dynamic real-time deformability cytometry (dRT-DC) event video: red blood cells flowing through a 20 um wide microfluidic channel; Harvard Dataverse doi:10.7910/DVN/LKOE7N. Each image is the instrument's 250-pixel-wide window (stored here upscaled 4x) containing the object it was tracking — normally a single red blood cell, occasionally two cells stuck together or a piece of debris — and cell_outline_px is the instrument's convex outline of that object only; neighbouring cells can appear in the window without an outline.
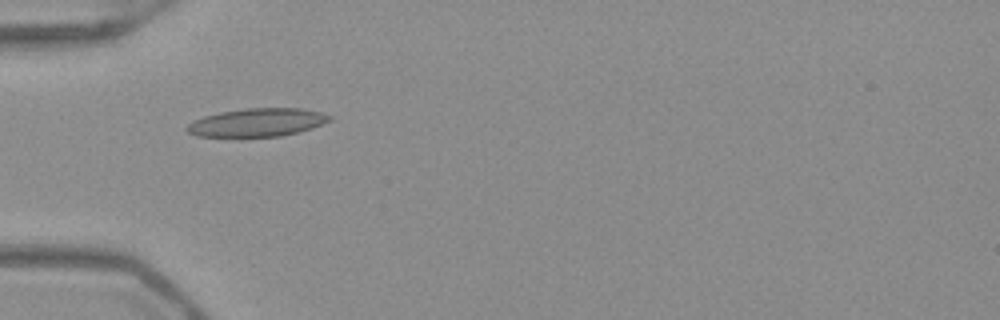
{"species": "Egyptian fruit bat (a non-hibernating species)", "species_latin": "Rousettus aegyptiacus", "temperature_condition": "warm", "stored_images_in_passage": 36, "camera_frame_rate_fps": 3000, "um_per_image_px": 0.085, "frame": {"image": 1, "passage_image": 1, "time_ms": 0.0, "image_size_px": [1000, 320], "cell_outline_px": [[332, 120], [312, 128], [280, 136], [196, 136], [188, 132], [184, 128], [188, 124], [204, 116], [220, 112], [248, 108], [300, 108], [320, 112], [332, 116]], "centroid_in_image_um": [21.87, 10.4], "position_along_channel_um": 63.1, "area_um2": 23.18}}
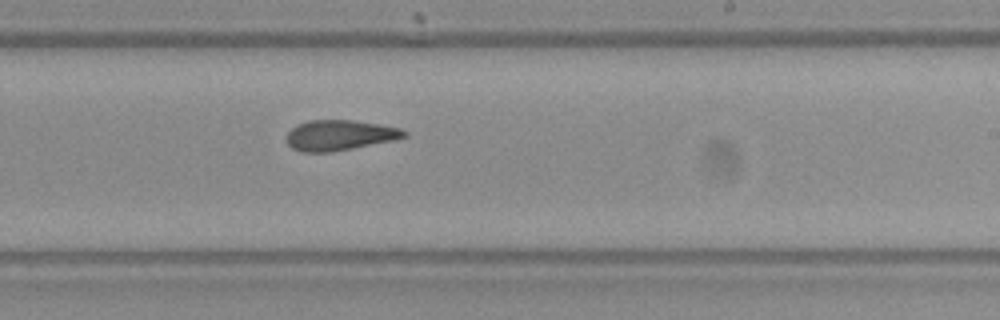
{"frame": {"image": 2, "passage_image": 16, "time_ms": 5.0, "image_size_px": [1000, 320], "cell_outline_px": [[408, 136], [392, 140], [332, 152], [300, 152], [292, 148], [284, 140], [288, 132], [296, 124], [308, 120], [352, 120], [380, 124], [400, 128], [408, 132]], "centroid_in_image_um": [28.82, 11.49], "position_along_channel_um": 260.2, "area_um2": 20.92}}
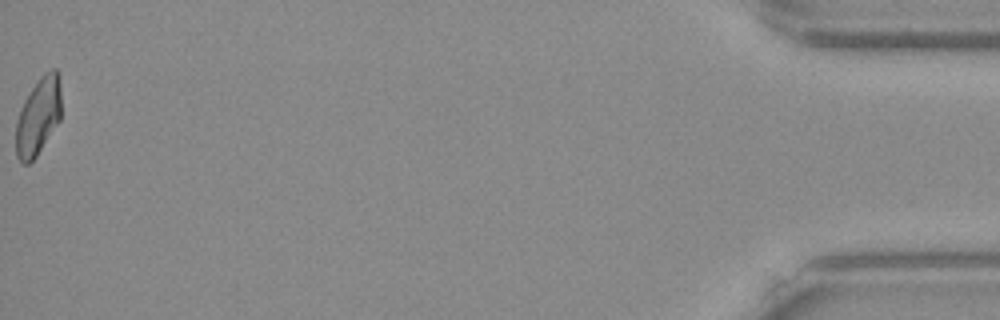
{"frame": {"image": 3, "passage_image": 36, "time_ms": 11.667, "image_size_px": [1000, 320], "cell_outline_px": [[60, 120], [36, 156], [28, 164], [24, 164], [16, 156], [16, 120], [20, 108], [24, 100], [40, 76], [44, 72], [52, 68], [56, 68], [60, 72]], "centroid_in_image_um": [3.26, 9.84], "position_along_channel_um": 431.9, "area_um2": 20.52}, "authors_computed_cell_mechanics": {"area_um2": 21.1259, "velocity_mm_per_s": 3.9818, "shape_relaxation_time_tau1_ms": null, "shape_relaxation_time_tau2_ms": 3.9472, "deformation_change_tau1": null, "deformation_change_tau2": 0.1056}}